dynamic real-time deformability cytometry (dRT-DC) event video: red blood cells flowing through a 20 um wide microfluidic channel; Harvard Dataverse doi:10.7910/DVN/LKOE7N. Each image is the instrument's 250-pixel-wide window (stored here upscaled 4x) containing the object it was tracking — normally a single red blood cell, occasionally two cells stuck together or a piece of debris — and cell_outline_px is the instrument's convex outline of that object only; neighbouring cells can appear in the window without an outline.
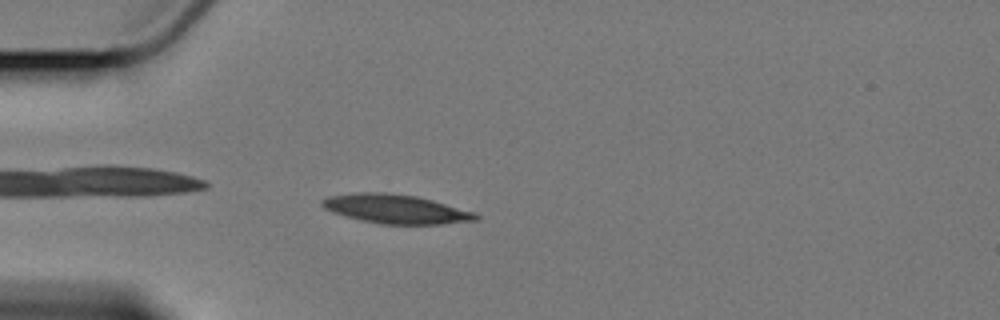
{"species": "Egyptian fruit bat (a non-hibernating species)", "species_latin": "Rousettus aegyptiacus", "temperature_condition": "cold", "stored_images_in_passage": 30, "camera_frame_rate_fps": 3000, "um_per_image_px": 0.085, "animal": {"sex": "female"}, "frame": {"image": 1, "passage_image": 3, "time_ms": 0.667, "image_size_px": [1000, 320], "cell_outline_px": [[480, 216], [476, 220], [444, 224], [380, 224], [360, 220], [344, 216], [332, 212], [324, 208], [320, 204], [320, 200], [328, 196], [360, 192], [384, 192], [416, 196], [432, 200], [472, 212]], "centroid_in_image_um": [33.57, 17.76], "position_along_channel_um": 51.4, "area_um2": 25.89}}
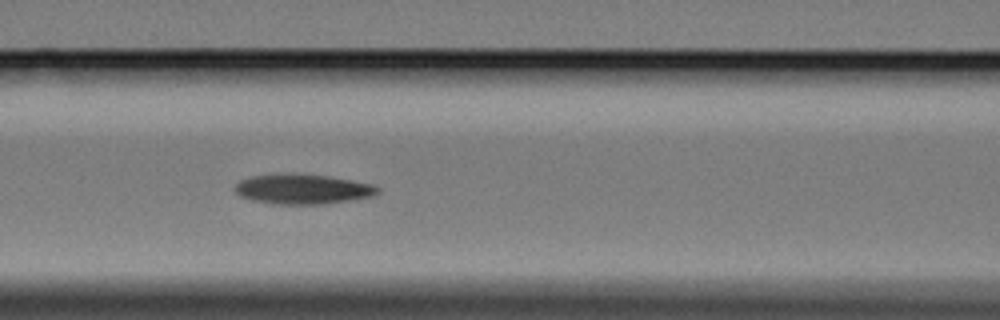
{"frame": {"image": 2, "passage_image": 12, "time_ms": 3.667, "image_size_px": [1000, 320], "cell_outline_px": [[380, 192], [372, 196], [324, 204], [272, 204], [252, 200], [240, 196], [236, 192], [236, 184], [240, 180], [248, 176], [276, 172], [300, 172], [328, 176], [352, 180], [372, 184], [380, 188]], "centroid_in_image_um": [25.68, 16.04], "position_along_channel_um": 140.9, "area_um2": 25.49}}
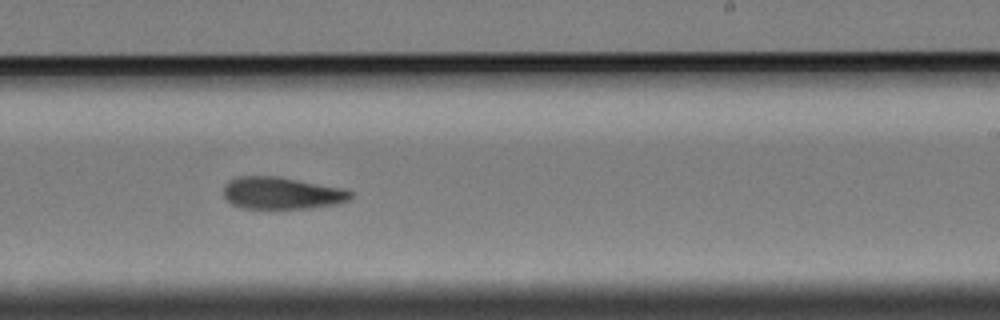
{"frame": {"image": 3, "passage_image": 23, "time_ms": 7.333, "image_size_px": [1000, 320], "cell_outline_px": [[352, 196], [348, 200], [336, 204], [308, 208], [272, 212], [240, 208], [232, 204], [224, 196], [224, 184], [240, 176], [276, 176], [340, 188], [352, 192]], "centroid_in_image_um": [23.88, 16.48], "position_along_channel_um": 265.1, "area_um2": 24.33}}